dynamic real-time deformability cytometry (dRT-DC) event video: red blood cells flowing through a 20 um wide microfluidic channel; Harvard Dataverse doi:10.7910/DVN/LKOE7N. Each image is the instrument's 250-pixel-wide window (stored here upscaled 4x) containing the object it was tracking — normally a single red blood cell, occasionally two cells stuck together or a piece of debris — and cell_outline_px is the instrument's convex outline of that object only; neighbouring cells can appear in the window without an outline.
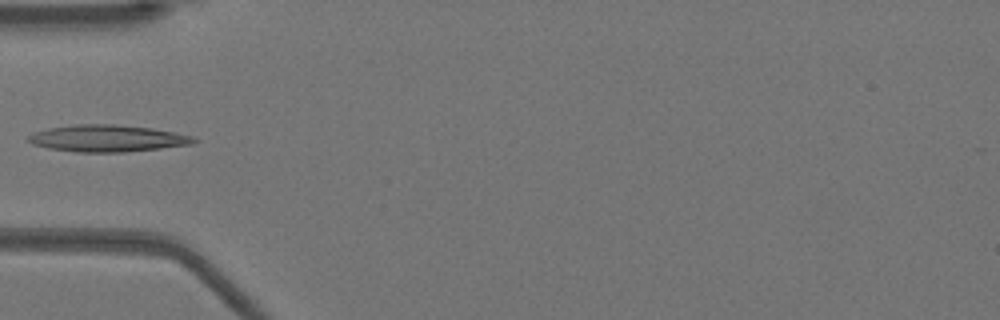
{"species": "Egyptian fruit bat (a non-hibernating species)", "species_latin": "Rousettus aegyptiacus", "temperature_condition": "warm", "stored_images_in_passage": 35, "camera_frame_rate_fps": 3000, "um_per_image_px": 0.085, "animal": {"sex": "female"}, "frame": {"image": 1, "passage_image": 1, "time_ms": 0.0, "image_size_px": [1000, 320], "cell_outline_px": [[200, 140], [192, 144], [160, 148], [124, 152], [76, 152], [48, 148], [32, 144], [28, 140], [28, 136], [32, 132], [52, 128], [76, 124], [116, 124], [152, 128], [192, 136]], "centroid_in_image_um": [9.13, 11.76], "position_along_channel_um": 75.9, "area_um2": 25.78}}
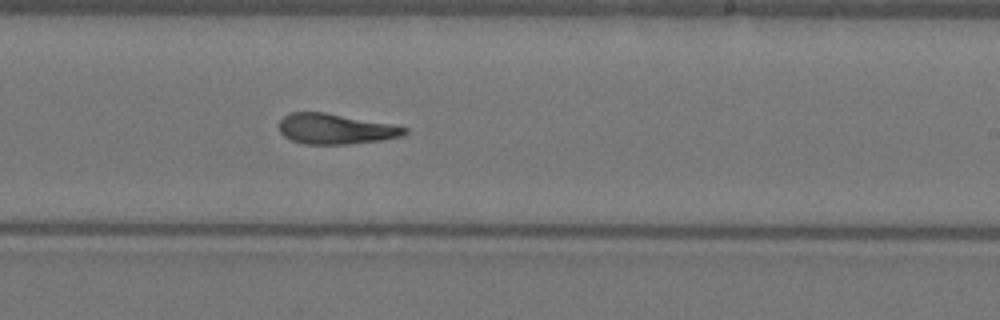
{"frame": {"image": 2, "passage_image": 15, "time_ms": 4.667, "image_size_px": [1000, 320], "cell_outline_px": [[408, 132], [404, 136], [384, 140], [348, 144], [304, 144], [292, 140], [284, 136], [280, 132], [280, 120], [288, 112], [324, 112], [396, 124], [408, 128]], "centroid_in_image_um": [28.58, 10.95], "position_along_channel_um": 260.4, "area_um2": 22.54}}
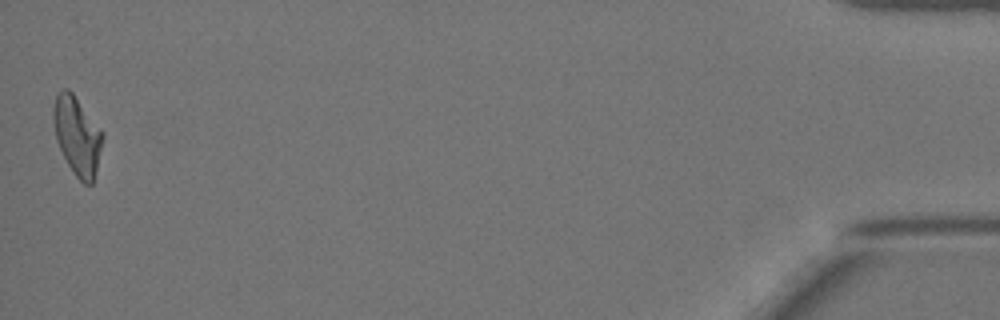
{"frame": {"image": 3, "passage_image": 35, "time_ms": 11.333, "image_size_px": [1000, 320], "cell_outline_px": [[104, 136], [92, 184], [84, 184], [76, 176], [68, 164], [56, 140], [52, 120], [52, 108], [56, 96], [64, 88], [68, 88], [72, 92], [104, 132]], "centroid_in_image_um": [6.55, 11.5], "position_along_channel_um": 428.7, "area_um2": 22.37}}